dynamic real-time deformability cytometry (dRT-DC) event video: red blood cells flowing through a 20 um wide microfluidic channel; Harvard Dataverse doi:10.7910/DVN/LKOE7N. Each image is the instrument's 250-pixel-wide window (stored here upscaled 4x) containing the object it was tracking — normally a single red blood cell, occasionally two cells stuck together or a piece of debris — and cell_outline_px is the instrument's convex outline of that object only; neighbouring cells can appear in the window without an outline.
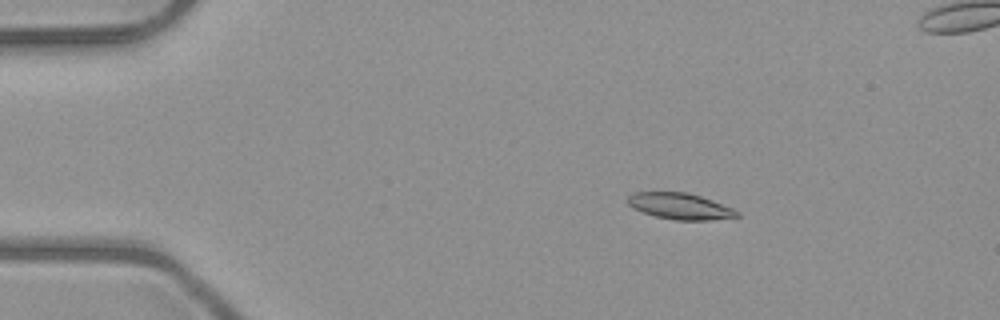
{"species": "common noctule bat (a hibernating species)", "species_latin": "Nyctalus noctula", "temperature_condition": "room temperature", "stored_images_in_passage": 52, "segment_of_instrument_passage": [1, 2], "camera_frame_rate_fps": 3000, "um_per_image_px": 0.085, "animal": {"sex": "male", "body_mass_g": 23.1, "forearm_length_mm": 52.7}, "frame": {"image": 1, "passage_image": 8, "time_ms": 2.333, "image_size_px": [1000, 320], "cell_outline_px": [[740, 216], [708, 220], [676, 220], [656, 216], [632, 208], [628, 204], [628, 196], [636, 192], [688, 192], [712, 200], [732, 208], [740, 212]], "centroid_in_image_um": [57.81, 17.52], "position_along_channel_um": 27.2, "area_um2": 16.53}}
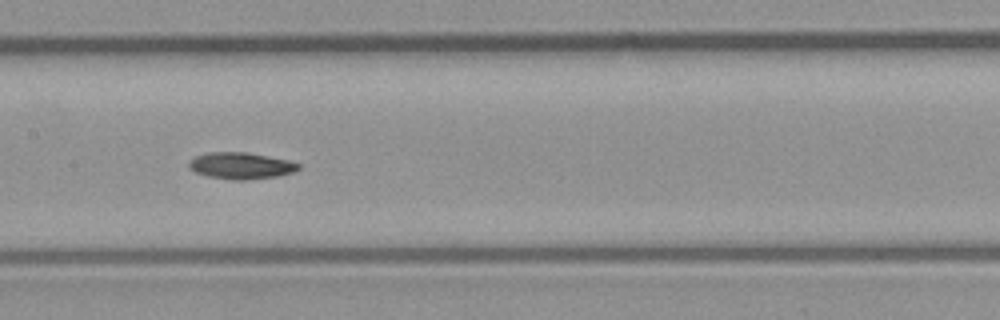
{"frame": {"image": 2, "passage_image": 25, "time_ms": 8.0, "image_size_px": [1000, 320], "cell_outline_px": [[300, 168], [292, 172], [280, 176], [244, 180], [232, 180], [208, 176], [196, 172], [188, 168], [188, 160], [196, 156], [208, 152], [244, 152], [288, 160], [300, 164]], "centroid_in_image_um": [20.45, 14.09], "position_along_channel_um": 187.0, "area_um2": 16.94}}
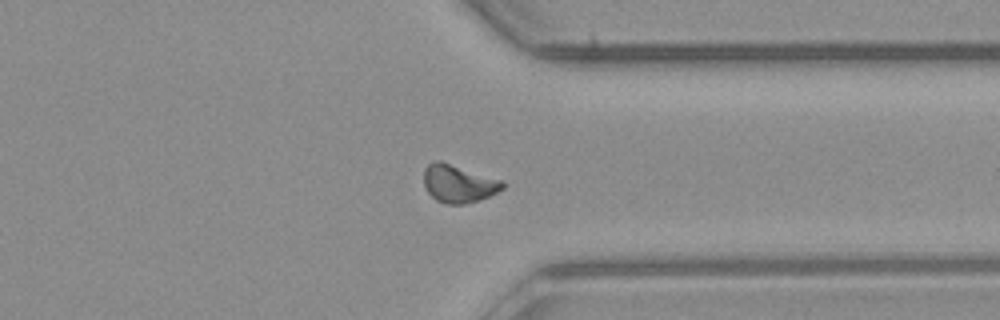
{"frame": {"image": 3, "passage_image": 39, "time_ms": 12.667, "image_size_px": [1000, 320], "cell_outline_px": [[504, 188], [480, 200], [464, 204], [444, 204], [436, 200], [428, 192], [424, 184], [424, 168], [432, 160], [440, 160], [504, 180]], "centroid_in_image_um": [38.97, 15.59], "position_along_channel_um": 372.4, "area_um2": 17.57}}